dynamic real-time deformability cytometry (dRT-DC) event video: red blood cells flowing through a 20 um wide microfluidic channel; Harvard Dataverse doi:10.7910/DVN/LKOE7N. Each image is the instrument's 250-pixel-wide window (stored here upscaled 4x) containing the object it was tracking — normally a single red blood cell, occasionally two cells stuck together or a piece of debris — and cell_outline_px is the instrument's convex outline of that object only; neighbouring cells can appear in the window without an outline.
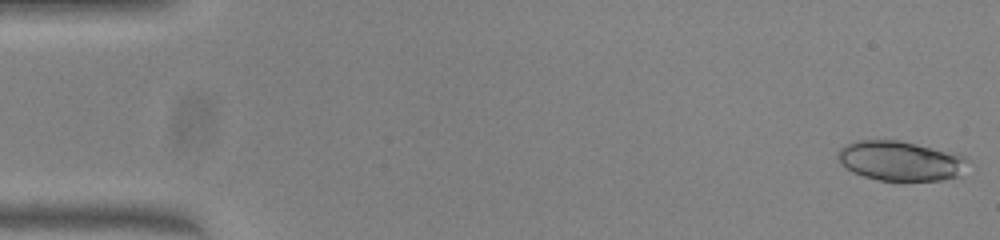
{"species": "common noctule bat (a hibernating species)", "species_latin": "Nyctalus noctula", "temperature_condition": "warm", "stored_images_in_passage": 50, "camera_frame_rate_fps": 3000, "um_per_image_px": 0.085, "animal": {"sex": "female", "body_mass_g": 23.0, "forearm_length_mm": 53.4}, "frame": {"image": 1, "passage_image": 1, "time_ms": 0.0, "image_size_px": [1000, 240], "cell_outline_px": [[968, 160], [960, 176], [944, 180], [880, 180], [864, 176], [852, 172], [836, 156], [840, 148], [856, 140], [900, 140], [960, 152]], "centroid_in_image_um": [76.6, 13.65], "position_along_channel_um": 8.4, "area_um2": 30.29}}
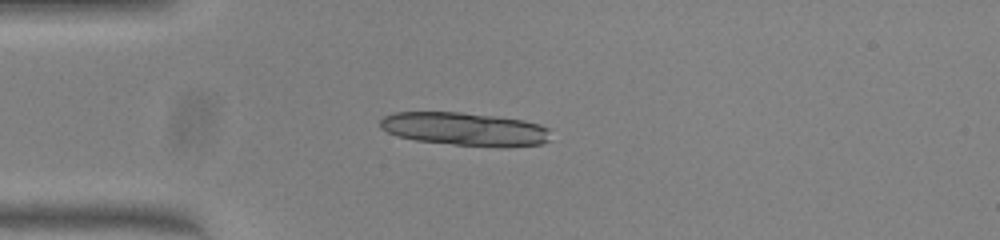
{"frame": {"image": 2, "passage_image": 13, "time_ms": 4.0, "image_size_px": [1000, 240], "cell_outline_px": [[548, 140], [540, 144], [504, 148], [500, 148], [452, 144], [416, 140], [396, 136], [380, 128], [380, 120], [384, 116], [396, 112], [460, 112], [496, 116], [524, 120], [540, 124], [548, 128]], "centroid_in_image_um": [39.51, 10.97], "position_along_channel_um": 45.5, "area_um2": 33.23}, "authors_computed_cell_mechanics": {"area_um2": 29.7959, "velocity_mm_per_s": 4.0433, "shape_relaxation_time_tau1_ms": null, "shape_relaxation_time_tau2_ms": 1.3116, "deformation_change_tau1": null, "deformation_change_tau2": 0.057}}